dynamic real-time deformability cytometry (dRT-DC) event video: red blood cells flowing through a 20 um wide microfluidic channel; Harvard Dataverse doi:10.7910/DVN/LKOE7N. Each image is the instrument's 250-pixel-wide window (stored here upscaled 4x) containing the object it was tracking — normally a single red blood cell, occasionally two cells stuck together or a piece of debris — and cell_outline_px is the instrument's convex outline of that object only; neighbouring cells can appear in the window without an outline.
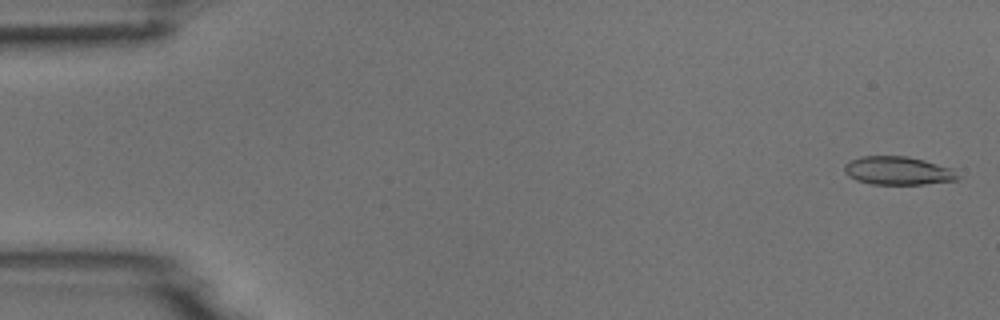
{"species": "common noctule bat (a hibernating species)", "species_latin": "Nyctalus noctula", "temperature_condition": "room temperature", "stored_images_in_passage": 4, "camera_frame_rate_fps": 3000, "um_per_image_px": 0.085, "animal": {"sex": "male", "body_mass_g": 18.8}, "frame": {"image": 1, "passage_image": 1, "time_ms": 0.0, "image_size_px": [1000, 320], "cell_outline_px": [[960, 176], [956, 180], [924, 184], [872, 184], [856, 180], [848, 176], [844, 172], [844, 164], [860, 156], [908, 156], [924, 160], [952, 168]], "centroid_in_image_um": [76.31, 14.51], "position_along_channel_um": 8.7, "area_um2": 18.73}}
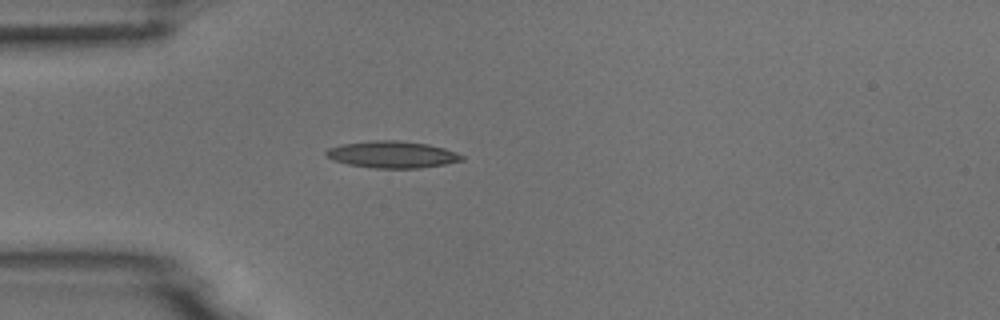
{"frame": {"image": 2, "passage_image": 4, "time_ms": 1.0, "image_size_px": [1000, 320], "cell_outline_px": [[464, 160], [444, 164], [420, 168], [372, 168], [348, 164], [332, 160], [324, 156], [324, 152], [328, 148], [340, 144], [372, 140], [396, 140], [428, 144], [444, 148], [456, 152], [464, 156]], "centroid_in_image_um": [33.29, 13.13], "position_along_channel_um": 51.7, "area_um2": 21.39}}